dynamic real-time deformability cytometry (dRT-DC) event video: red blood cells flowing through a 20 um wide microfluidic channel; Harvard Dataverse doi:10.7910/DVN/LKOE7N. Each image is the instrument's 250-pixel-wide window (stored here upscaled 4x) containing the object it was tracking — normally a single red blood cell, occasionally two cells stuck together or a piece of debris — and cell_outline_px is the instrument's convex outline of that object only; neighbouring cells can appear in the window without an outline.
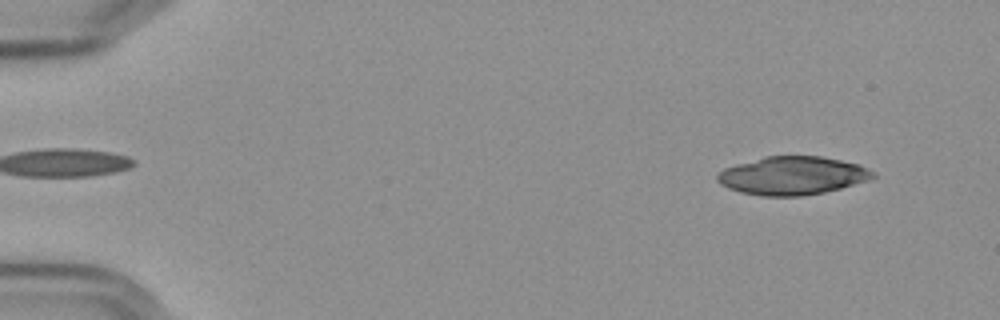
{"species": "Egyptian fruit bat (a non-hibernating species)", "species_latin": "Rousettus aegyptiacus", "temperature_condition": "cold", "stored_images_in_passage": 21, "camera_frame_rate_fps": 3000, "um_per_image_px": 0.085, "frame": {"image": 1, "passage_image": 4, "time_ms": 1.0, "image_size_px": [1000, 320], "cell_outline_px": [[876, 176], [868, 180], [840, 188], [824, 192], [804, 196], [760, 196], [740, 192], [728, 188], [720, 184], [716, 180], [716, 176], [724, 168], [764, 156], [820, 156], [840, 160], [856, 164], [872, 172]], "centroid_in_image_um": [67.3, 14.94], "position_along_channel_um": 17.7, "area_um2": 34.45}}